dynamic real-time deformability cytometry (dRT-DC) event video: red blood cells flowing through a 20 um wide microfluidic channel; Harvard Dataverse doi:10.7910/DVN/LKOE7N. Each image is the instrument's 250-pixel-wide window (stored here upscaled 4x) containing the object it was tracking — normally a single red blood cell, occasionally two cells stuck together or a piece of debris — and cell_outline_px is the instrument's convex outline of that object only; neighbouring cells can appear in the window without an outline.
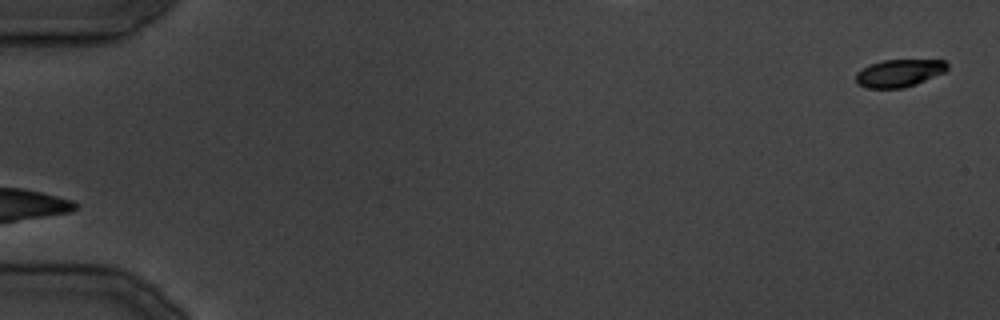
{"species": "common noctule bat (a hibernating species)", "species_latin": "Nyctalus noctula", "temperature_condition": "cold", "stored_images_in_passage": 14, "camera_frame_rate_fps": 3000, "um_per_image_px": 0.085, "animal": {"sex": "male", "body_mass_g": 19.5, "forearm_length_mm": 54.6}, "frame": {"image": 1, "passage_image": 1, "time_ms": 0.0, "image_size_px": [1000, 320], "cell_outline_px": [[948, 68], [944, 72], [916, 84], [904, 88], [864, 88], [856, 84], [856, 72], [868, 64], [880, 60], [944, 60], [948, 64]], "centroid_in_image_um": [76.38, 6.21], "position_along_channel_um": 8.6, "area_um2": 14.85}}
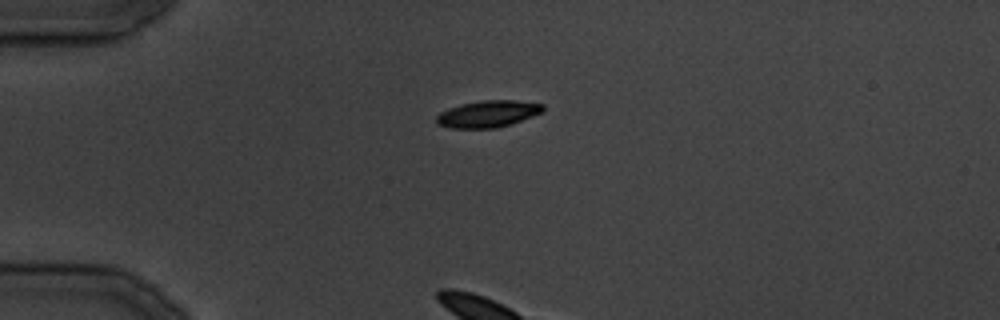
{"frame": {"image": 2, "passage_image": 9, "time_ms": 10.333, "image_size_px": [1000, 320], "cell_outline_px": [[544, 112], [512, 124], [496, 128], [452, 128], [436, 124], [436, 116], [440, 112], [448, 108], [460, 104], [480, 100], [516, 100], [544, 104]], "centroid_in_image_um": [41.49, 9.68], "position_along_channel_um": 43.5, "area_um2": 16.88}}